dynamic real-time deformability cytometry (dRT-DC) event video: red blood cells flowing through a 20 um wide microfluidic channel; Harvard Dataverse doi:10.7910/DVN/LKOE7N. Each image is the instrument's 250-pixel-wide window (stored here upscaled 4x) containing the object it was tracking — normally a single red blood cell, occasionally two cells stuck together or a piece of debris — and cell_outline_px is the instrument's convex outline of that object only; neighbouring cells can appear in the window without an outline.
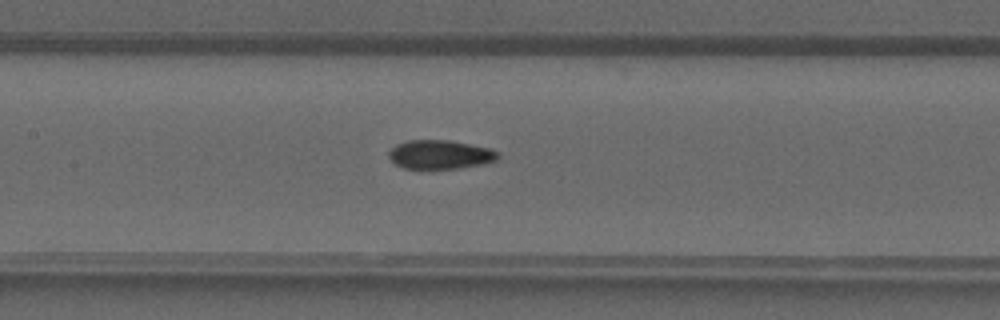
{"species": "common noctule bat (a hibernating species)", "species_latin": "Nyctalus noctula", "temperature_condition": "warm", "stored_images_in_passage": 32, "camera_frame_rate_fps": 3000, "um_per_image_px": 0.085, "animal": {"sex": "male", "forearm_length_mm": 52.5}, "frame": {"image": 1, "passage_image": 18, "time_ms": 5.667, "image_size_px": [1000, 320], "cell_outline_px": [[500, 156], [496, 160], [484, 164], [456, 168], [404, 168], [396, 164], [388, 156], [388, 152], [396, 144], [408, 140], [448, 140], [488, 148], [500, 152]], "centroid_in_image_um": [37.41, 13.13], "position_along_channel_um": 170.0, "area_um2": 18.21}}
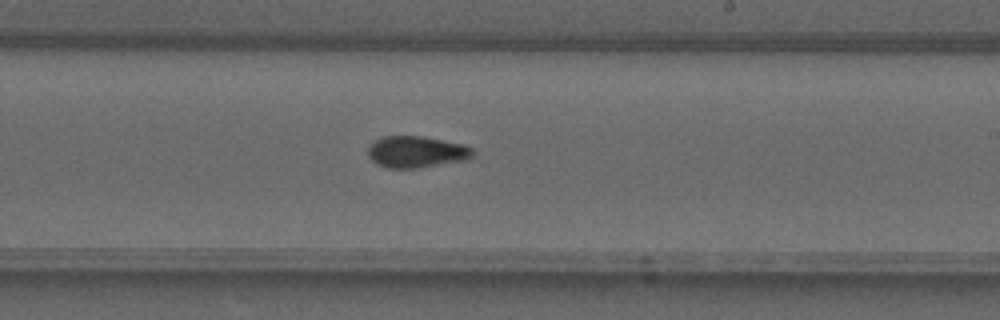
{"frame": {"image": 2, "passage_image": 23, "time_ms": 7.333, "image_size_px": [1000, 320], "cell_outline_px": [[476, 152], [472, 156], [464, 160], [416, 168], [388, 168], [376, 164], [368, 156], [368, 144], [384, 136], [420, 136], [464, 144], [472, 148]], "centroid_in_image_um": [35.37, 12.91], "position_along_channel_um": 253.6, "area_um2": 19.25}}
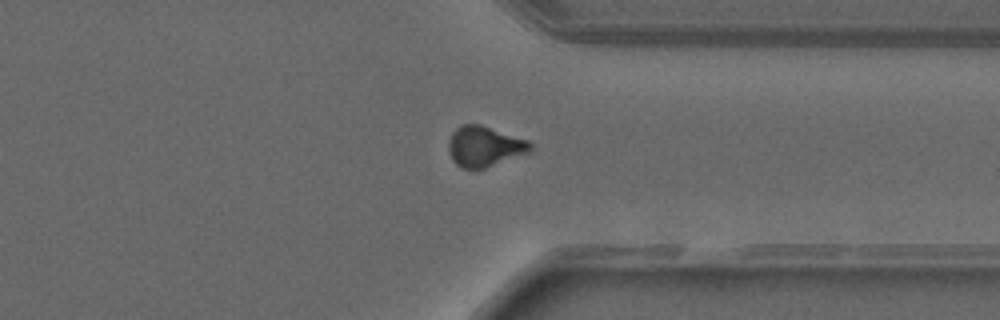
{"frame": {"image": 3, "passage_image": 30, "time_ms": 9.667, "image_size_px": [1000, 320], "cell_outline_px": [[532, 152], [484, 168], [460, 168], [452, 160], [448, 152], [448, 140], [452, 132], [460, 124], [480, 124], [528, 140], [532, 144]], "centroid_in_image_um": [41.17, 12.44], "position_along_channel_um": 370.2, "area_um2": 19.48}}